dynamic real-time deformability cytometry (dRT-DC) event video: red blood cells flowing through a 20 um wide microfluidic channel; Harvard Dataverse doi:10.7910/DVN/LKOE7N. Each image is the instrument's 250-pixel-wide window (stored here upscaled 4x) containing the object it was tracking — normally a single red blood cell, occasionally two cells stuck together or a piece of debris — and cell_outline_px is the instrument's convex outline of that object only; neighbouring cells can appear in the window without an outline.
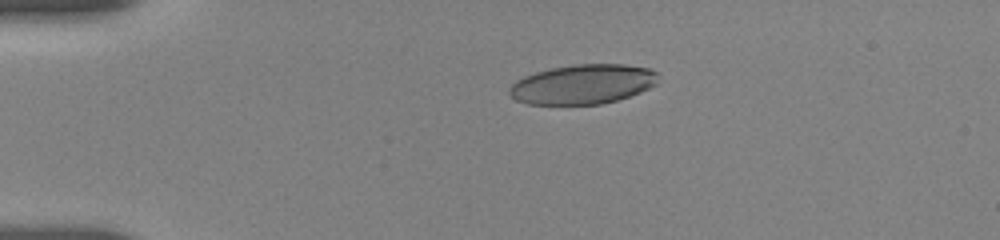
{"species": "human", "species_latin": "Homo sapiens", "temperature_condition": "room temperature", "stored_images_in_passage": 18, "camera_frame_rate_fps": 3000, "um_per_image_px": 0.085, "donor": {"sex": "female"}, "frame": {"image": 1, "passage_image": 1, "time_ms": 0.0, "image_size_px": [1000, 240], "cell_outline_px": [[656, 84], [640, 92], [616, 100], [600, 104], [528, 104], [516, 100], [508, 92], [508, 88], [516, 80], [524, 76], [536, 72], [552, 68], [576, 64], [624, 64], [648, 68], [656, 72]], "centroid_in_image_um": [49.5, 7.16], "position_along_channel_um": 35.5, "area_um2": 34.1}}
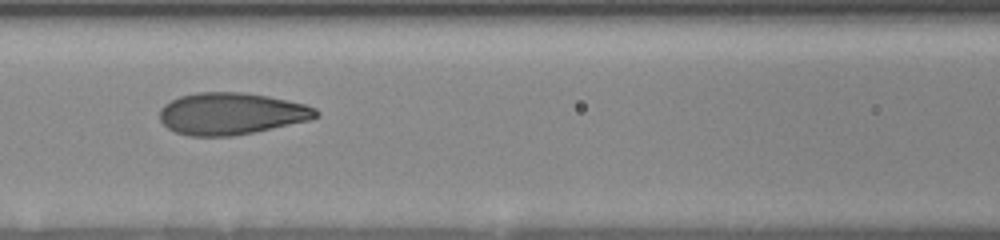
{"frame": {"image": 2, "passage_image": 12, "time_ms": 4.333, "image_size_px": [1000, 240], "cell_outline_px": [[320, 116], [312, 120], [232, 136], [188, 136], [176, 132], [168, 128], [160, 120], [160, 108], [164, 104], [180, 96], [196, 92], [240, 92], [268, 96], [304, 104], [316, 108], [320, 112]], "centroid_in_image_um": [19.67, 9.66], "position_along_channel_um": 146.9, "area_um2": 38.21}}
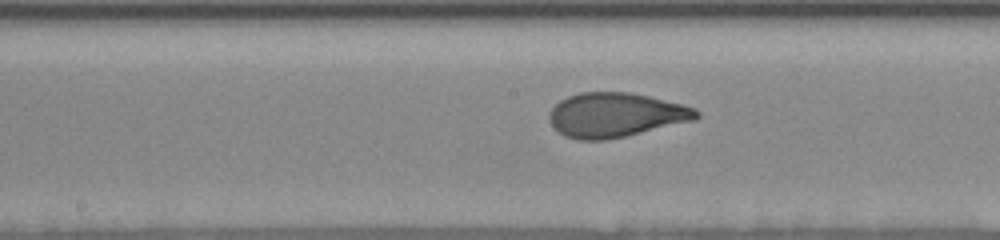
{"frame": {"image": 3, "passage_image": 16, "time_ms": 5.667, "image_size_px": [1000, 240], "cell_outline_px": [[700, 116], [696, 120], [608, 140], [580, 140], [564, 136], [552, 124], [548, 116], [548, 112], [560, 100], [568, 96], [580, 92], [628, 92], [648, 96], [684, 104], [696, 108], [700, 112]], "centroid_in_image_um": [52.36, 9.77], "position_along_channel_um": 195.8, "area_um2": 38.21}}